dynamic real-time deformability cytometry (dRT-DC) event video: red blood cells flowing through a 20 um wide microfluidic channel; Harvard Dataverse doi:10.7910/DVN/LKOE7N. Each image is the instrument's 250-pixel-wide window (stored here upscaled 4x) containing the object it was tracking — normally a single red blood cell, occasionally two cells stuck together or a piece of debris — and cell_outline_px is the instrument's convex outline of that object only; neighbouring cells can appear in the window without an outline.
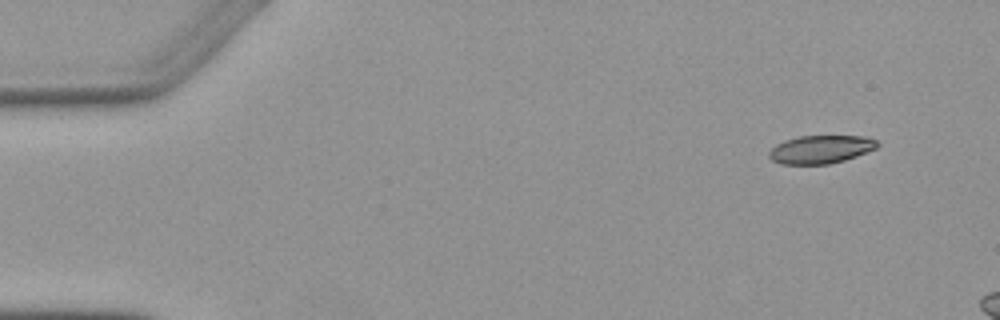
{"species": "Egyptian fruit bat (a non-hibernating species)", "species_latin": "Rousettus aegyptiacus", "temperature_condition": "warm", "stored_images_in_passage": 4, "camera_frame_rate_fps": 3000, "um_per_image_px": 0.085, "animal": {"sex": "female"}, "frame": {"image": 1, "passage_image": 1, "time_ms": 0.0, "image_size_px": [1000, 320], "cell_outline_px": [[880, 144], [876, 148], [856, 156], [844, 160], [828, 164], [780, 164], [772, 160], [768, 156], [768, 152], [776, 144], [784, 140], [800, 136], [868, 136], [876, 140]], "centroid_in_image_um": [69.75, 12.69], "position_along_channel_um": 15.2, "area_um2": 17.8}}